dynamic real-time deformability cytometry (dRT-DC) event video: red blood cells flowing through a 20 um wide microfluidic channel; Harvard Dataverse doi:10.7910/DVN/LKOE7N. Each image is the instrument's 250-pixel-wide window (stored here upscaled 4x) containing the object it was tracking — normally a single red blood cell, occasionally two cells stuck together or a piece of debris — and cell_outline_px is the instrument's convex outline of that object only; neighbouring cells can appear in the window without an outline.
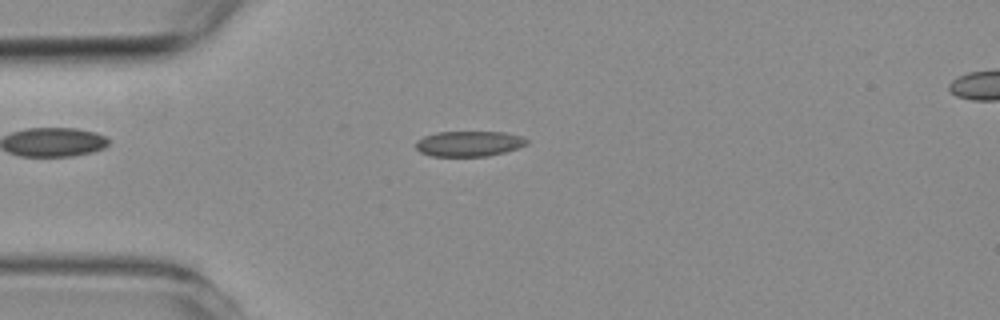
{"species": "common noctule bat (a hibernating species)", "species_latin": "Nyctalus noctula", "temperature_condition": "room temperature", "stored_images_in_passage": 7, "segment_of_instrument_passage": [1, 2], "camera_frame_rate_fps": 3000, "um_per_image_px": 0.085, "animal": {"sex": "female", "body_mass_g": 19.3, "forearm_length_mm": 54.1}, "frame": {"image": 1, "passage_image": 3, "time_ms": 2.333, "image_size_px": [1000, 320], "cell_outline_px": [[528, 144], [504, 152], [488, 156], [432, 156], [420, 152], [416, 148], [416, 140], [424, 136], [436, 132], [504, 132], [520, 136], [528, 140]], "centroid_in_image_um": [39.84, 12.21], "position_along_channel_um": 45.2, "area_um2": 16.36}}
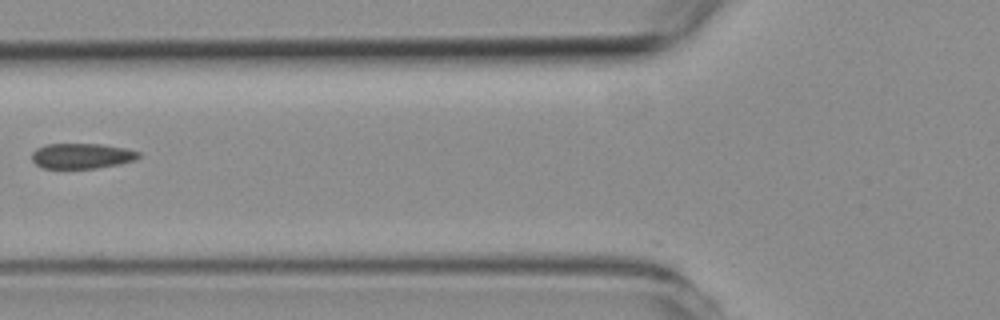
{"frame": {"image": 2, "passage_image": 5, "time_ms": 4.667, "image_size_px": [1000, 320], "cell_outline_px": [[140, 156], [136, 160], [120, 164], [96, 168], [44, 168], [36, 164], [32, 160], [32, 152], [36, 148], [44, 144], [100, 144], [124, 148], [140, 152]], "centroid_in_image_um": [6.95, 13.25], "position_along_channel_um": 118.9, "area_um2": 15.78}}
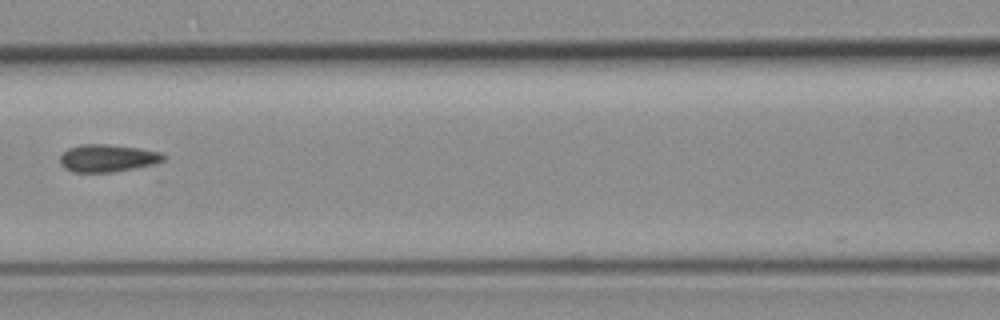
{"frame": {"image": 3, "passage_image": 6, "time_ms": 5.667, "image_size_px": [1000, 320], "cell_outline_px": [[164, 160], [152, 164], [112, 172], [72, 172], [64, 168], [60, 164], [60, 156], [68, 148], [80, 144], [104, 144], [136, 148], [160, 152], [164, 156]], "centroid_in_image_um": [9.07, 13.44], "position_along_channel_um": 157.5, "area_um2": 16.3}}